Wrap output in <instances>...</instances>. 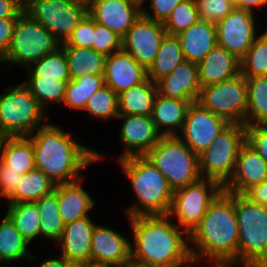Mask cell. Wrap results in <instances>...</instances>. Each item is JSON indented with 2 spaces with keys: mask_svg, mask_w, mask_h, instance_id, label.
<instances>
[{
  "mask_svg": "<svg viewBox=\"0 0 267 267\" xmlns=\"http://www.w3.org/2000/svg\"><path fill=\"white\" fill-rule=\"evenodd\" d=\"M188 240L197 248H190L193 263L199 258H205L213 260L216 266L236 264L239 230L235 214V193L222 190L210 203Z\"/></svg>",
  "mask_w": 267,
  "mask_h": 267,
  "instance_id": "cell-1",
  "label": "cell"
},
{
  "mask_svg": "<svg viewBox=\"0 0 267 267\" xmlns=\"http://www.w3.org/2000/svg\"><path fill=\"white\" fill-rule=\"evenodd\" d=\"M170 218L169 215L129 217L135 240L131 258L155 267L193 263L186 241L189 235L183 229L180 231Z\"/></svg>",
  "mask_w": 267,
  "mask_h": 267,
  "instance_id": "cell-2",
  "label": "cell"
},
{
  "mask_svg": "<svg viewBox=\"0 0 267 267\" xmlns=\"http://www.w3.org/2000/svg\"><path fill=\"white\" fill-rule=\"evenodd\" d=\"M34 146L36 169L56 184L72 183L81 178L79 171L101 159V154L72 139L57 126L46 124L27 136Z\"/></svg>",
  "mask_w": 267,
  "mask_h": 267,
  "instance_id": "cell-3",
  "label": "cell"
},
{
  "mask_svg": "<svg viewBox=\"0 0 267 267\" xmlns=\"http://www.w3.org/2000/svg\"><path fill=\"white\" fill-rule=\"evenodd\" d=\"M119 161L140 203L139 207L137 204L127 209L128 217L168 215L173 190L151 160L144 155Z\"/></svg>",
  "mask_w": 267,
  "mask_h": 267,
  "instance_id": "cell-4",
  "label": "cell"
},
{
  "mask_svg": "<svg viewBox=\"0 0 267 267\" xmlns=\"http://www.w3.org/2000/svg\"><path fill=\"white\" fill-rule=\"evenodd\" d=\"M235 214L239 230L237 264L267 266V206L235 193Z\"/></svg>",
  "mask_w": 267,
  "mask_h": 267,
  "instance_id": "cell-5",
  "label": "cell"
},
{
  "mask_svg": "<svg viewBox=\"0 0 267 267\" xmlns=\"http://www.w3.org/2000/svg\"><path fill=\"white\" fill-rule=\"evenodd\" d=\"M145 156L165 176L173 192L201 178L198 156L181 140L180 135L161 136Z\"/></svg>",
  "mask_w": 267,
  "mask_h": 267,
  "instance_id": "cell-6",
  "label": "cell"
},
{
  "mask_svg": "<svg viewBox=\"0 0 267 267\" xmlns=\"http://www.w3.org/2000/svg\"><path fill=\"white\" fill-rule=\"evenodd\" d=\"M246 131L242 123H230L222 130L198 156L201 178L215 180L222 187L231 179L239 151L246 143Z\"/></svg>",
  "mask_w": 267,
  "mask_h": 267,
  "instance_id": "cell-7",
  "label": "cell"
},
{
  "mask_svg": "<svg viewBox=\"0 0 267 267\" xmlns=\"http://www.w3.org/2000/svg\"><path fill=\"white\" fill-rule=\"evenodd\" d=\"M8 89L0 96V138L29 136L44 126L46 113L30 90L24 84Z\"/></svg>",
  "mask_w": 267,
  "mask_h": 267,
  "instance_id": "cell-8",
  "label": "cell"
},
{
  "mask_svg": "<svg viewBox=\"0 0 267 267\" xmlns=\"http://www.w3.org/2000/svg\"><path fill=\"white\" fill-rule=\"evenodd\" d=\"M59 47L61 43L56 37L23 11L18 16L8 51L0 63L23 64L29 68Z\"/></svg>",
  "mask_w": 267,
  "mask_h": 267,
  "instance_id": "cell-9",
  "label": "cell"
},
{
  "mask_svg": "<svg viewBox=\"0 0 267 267\" xmlns=\"http://www.w3.org/2000/svg\"><path fill=\"white\" fill-rule=\"evenodd\" d=\"M23 10L38 21L56 39L65 43L82 19L88 14V6L71 0H28Z\"/></svg>",
  "mask_w": 267,
  "mask_h": 267,
  "instance_id": "cell-10",
  "label": "cell"
},
{
  "mask_svg": "<svg viewBox=\"0 0 267 267\" xmlns=\"http://www.w3.org/2000/svg\"><path fill=\"white\" fill-rule=\"evenodd\" d=\"M222 190L223 187L217 181L200 178L197 182L173 192L168 215L177 216L178 226L190 235L200 224L210 203Z\"/></svg>",
  "mask_w": 267,
  "mask_h": 267,
  "instance_id": "cell-11",
  "label": "cell"
},
{
  "mask_svg": "<svg viewBox=\"0 0 267 267\" xmlns=\"http://www.w3.org/2000/svg\"><path fill=\"white\" fill-rule=\"evenodd\" d=\"M197 102L229 123L244 124L247 111L246 79L240 73L223 82L204 86Z\"/></svg>",
  "mask_w": 267,
  "mask_h": 267,
  "instance_id": "cell-12",
  "label": "cell"
},
{
  "mask_svg": "<svg viewBox=\"0 0 267 267\" xmlns=\"http://www.w3.org/2000/svg\"><path fill=\"white\" fill-rule=\"evenodd\" d=\"M229 124L225 118L212 113L195 101L187 109L181 130V136L184 138H180L199 156Z\"/></svg>",
  "mask_w": 267,
  "mask_h": 267,
  "instance_id": "cell-13",
  "label": "cell"
},
{
  "mask_svg": "<svg viewBox=\"0 0 267 267\" xmlns=\"http://www.w3.org/2000/svg\"><path fill=\"white\" fill-rule=\"evenodd\" d=\"M166 34L163 23L156 22L141 14L122 38V50L129 53L148 70L153 64Z\"/></svg>",
  "mask_w": 267,
  "mask_h": 267,
  "instance_id": "cell-14",
  "label": "cell"
},
{
  "mask_svg": "<svg viewBox=\"0 0 267 267\" xmlns=\"http://www.w3.org/2000/svg\"><path fill=\"white\" fill-rule=\"evenodd\" d=\"M254 12L234 8L216 24L217 45L241 59L256 38Z\"/></svg>",
  "mask_w": 267,
  "mask_h": 267,
  "instance_id": "cell-15",
  "label": "cell"
},
{
  "mask_svg": "<svg viewBox=\"0 0 267 267\" xmlns=\"http://www.w3.org/2000/svg\"><path fill=\"white\" fill-rule=\"evenodd\" d=\"M141 5L136 0H92L88 15L123 38L141 16Z\"/></svg>",
  "mask_w": 267,
  "mask_h": 267,
  "instance_id": "cell-16",
  "label": "cell"
},
{
  "mask_svg": "<svg viewBox=\"0 0 267 267\" xmlns=\"http://www.w3.org/2000/svg\"><path fill=\"white\" fill-rule=\"evenodd\" d=\"M123 124L120 140L126 147L120 160L131 156H144L159 142L161 134L150 116L119 114Z\"/></svg>",
  "mask_w": 267,
  "mask_h": 267,
  "instance_id": "cell-17",
  "label": "cell"
},
{
  "mask_svg": "<svg viewBox=\"0 0 267 267\" xmlns=\"http://www.w3.org/2000/svg\"><path fill=\"white\" fill-rule=\"evenodd\" d=\"M147 78V70L124 50L106 57L105 84L116 94L143 83Z\"/></svg>",
  "mask_w": 267,
  "mask_h": 267,
  "instance_id": "cell-18",
  "label": "cell"
},
{
  "mask_svg": "<svg viewBox=\"0 0 267 267\" xmlns=\"http://www.w3.org/2000/svg\"><path fill=\"white\" fill-rule=\"evenodd\" d=\"M157 93L179 100L197 101L201 92L198 64L184 60L173 71L155 82Z\"/></svg>",
  "mask_w": 267,
  "mask_h": 267,
  "instance_id": "cell-19",
  "label": "cell"
},
{
  "mask_svg": "<svg viewBox=\"0 0 267 267\" xmlns=\"http://www.w3.org/2000/svg\"><path fill=\"white\" fill-rule=\"evenodd\" d=\"M265 180H267V162L245 143L239 151L234 173L223 186V190L243 194L251 186Z\"/></svg>",
  "mask_w": 267,
  "mask_h": 267,
  "instance_id": "cell-20",
  "label": "cell"
},
{
  "mask_svg": "<svg viewBox=\"0 0 267 267\" xmlns=\"http://www.w3.org/2000/svg\"><path fill=\"white\" fill-rule=\"evenodd\" d=\"M132 244L120 233L95 225L91 241L90 262L120 267L131 258Z\"/></svg>",
  "mask_w": 267,
  "mask_h": 267,
  "instance_id": "cell-21",
  "label": "cell"
},
{
  "mask_svg": "<svg viewBox=\"0 0 267 267\" xmlns=\"http://www.w3.org/2000/svg\"><path fill=\"white\" fill-rule=\"evenodd\" d=\"M89 216L66 224L60 242L62 257L71 265H85L90 262L91 241L95 227Z\"/></svg>",
  "mask_w": 267,
  "mask_h": 267,
  "instance_id": "cell-22",
  "label": "cell"
},
{
  "mask_svg": "<svg viewBox=\"0 0 267 267\" xmlns=\"http://www.w3.org/2000/svg\"><path fill=\"white\" fill-rule=\"evenodd\" d=\"M198 73L201 87L217 84L240 74V59L216 45L198 63Z\"/></svg>",
  "mask_w": 267,
  "mask_h": 267,
  "instance_id": "cell-23",
  "label": "cell"
},
{
  "mask_svg": "<svg viewBox=\"0 0 267 267\" xmlns=\"http://www.w3.org/2000/svg\"><path fill=\"white\" fill-rule=\"evenodd\" d=\"M177 37L185 60L198 64L217 45L216 24L199 20Z\"/></svg>",
  "mask_w": 267,
  "mask_h": 267,
  "instance_id": "cell-24",
  "label": "cell"
},
{
  "mask_svg": "<svg viewBox=\"0 0 267 267\" xmlns=\"http://www.w3.org/2000/svg\"><path fill=\"white\" fill-rule=\"evenodd\" d=\"M192 102L194 101L169 98L157 93L151 114L157 131L162 136L179 135L175 128L182 130L187 109ZM163 127L165 130H160Z\"/></svg>",
  "mask_w": 267,
  "mask_h": 267,
  "instance_id": "cell-25",
  "label": "cell"
},
{
  "mask_svg": "<svg viewBox=\"0 0 267 267\" xmlns=\"http://www.w3.org/2000/svg\"><path fill=\"white\" fill-rule=\"evenodd\" d=\"M82 180L57 184L59 213L65 225L88 217V211L94 206L92 197L81 187Z\"/></svg>",
  "mask_w": 267,
  "mask_h": 267,
  "instance_id": "cell-26",
  "label": "cell"
},
{
  "mask_svg": "<svg viewBox=\"0 0 267 267\" xmlns=\"http://www.w3.org/2000/svg\"><path fill=\"white\" fill-rule=\"evenodd\" d=\"M0 153V160L10 170L26 174L36 169L34 146L27 136L1 137Z\"/></svg>",
  "mask_w": 267,
  "mask_h": 267,
  "instance_id": "cell-27",
  "label": "cell"
},
{
  "mask_svg": "<svg viewBox=\"0 0 267 267\" xmlns=\"http://www.w3.org/2000/svg\"><path fill=\"white\" fill-rule=\"evenodd\" d=\"M156 94V83L149 78L143 83L121 92L118 94L119 114L150 116Z\"/></svg>",
  "mask_w": 267,
  "mask_h": 267,
  "instance_id": "cell-28",
  "label": "cell"
},
{
  "mask_svg": "<svg viewBox=\"0 0 267 267\" xmlns=\"http://www.w3.org/2000/svg\"><path fill=\"white\" fill-rule=\"evenodd\" d=\"M64 49L71 80L84 75H104L106 56L91 48L61 46Z\"/></svg>",
  "mask_w": 267,
  "mask_h": 267,
  "instance_id": "cell-29",
  "label": "cell"
},
{
  "mask_svg": "<svg viewBox=\"0 0 267 267\" xmlns=\"http://www.w3.org/2000/svg\"><path fill=\"white\" fill-rule=\"evenodd\" d=\"M56 183L44 172L34 169L23 174L15 191L6 199L9 204L35 202L55 189Z\"/></svg>",
  "mask_w": 267,
  "mask_h": 267,
  "instance_id": "cell-30",
  "label": "cell"
},
{
  "mask_svg": "<svg viewBox=\"0 0 267 267\" xmlns=\"http://www.w3.org/2000/svg\"><path fill=\"white\" fill-rule=\"evenodd\" d=\"M184 60V54L178 37L166 34L153 64L147 70V77L152 82H156L170 74Z\"/></svg>",
  "mask_w": 267,
  "mask_h": 267,
  "instance_id": "cell-31",
  "label": "cell"
},
{
  "mask_svg": "<svg viewBox=\"0 0 267 267\" xmlns=\"http://www.w3.org/2000/svg\"><path fill=\"white\" fill-rule=\"evenodd\" d=\"M245 79L247 111L244 125L250 127L256 124H267V76L245 77Z\"/></svg>",
  "mask_w": 267,
  "mask_h": 267,
  "instance_id": "cell-32",
  "label": "cell"
},
{
  "mask_svg": "<svg viewBox=\"0 0 267 267\" xmlns=\"http://www.w3.org/2000/svg\"><path fill=\"white\" fill-rule=\"evenodd\" d=\"M39 210L40 220V234L51 240H58L61 238L64 230V222L59 213V205L57 199V184L55 189L41 199L35 201Z\"/></svg>",
  "mask_w": 267,
  "mask_h": 267,
  "instance_id": "cell-33",
  "label": "cell"
},
{
  "mask_svg": "<svg viewBox=\"0 0 267 267\" xmlns=\"http://www.w3.org/2000/svg\"><path fill=\"white\" fill-rule=\"evenodd\" d=\"M8 205L6 215L28 243L40 235L39 224L41 217L35 202H21Z\"/></svg>",
  "mask_w": 267,
  "mask_h": 267,
  "instance_id": "cell-34",
  "label": "cell"
},
{
  "mask_svg": "<svg viewBox=\"0 0 267 267\" xmlns=\"http://www.w3.org/2000/svg\"><path fill=\"white\" fill-rule=\"evenodd\" d=\"M105 85L104 75H84L69 80L63 102L70 108L84 110L93 93Z\"/></svg>",
  "mask_w": 267,
  "mask_h": 267,
  "instance_id": "cell-35",
  "label": "cell"
},
{
  "mask_svg": "<svg viewBox=\"0 0 267 267\" xmlns=\"http://www.w3.org/2000/svg\"><path fill=\"white\" fill-rule=\"evenodd\" d=\"M28 244L11 219L5 215L0 225V261L10 262L22 257L33 259L27 253Z\"/></svg>",
  "mask_w": 267,
  "mask_h": 267,
  "instance_id": "cell-36",
  "label": "cell"
},
{
  "mask_svg": "<svg viewBox=\"0 0 267 267\" xmlns=\"http://www.w3.org/2000/svg\"><path fill=\"white\" fill-rule=\"evenodd\" d=\"M240 73L244 77L267 76V31L255 38L240 59Z\"/></svg>",
  "mask_w": 267,
  "mask_h": 267,
  "instance_id": "cell-37",
  "label": "cell"
},
{
  "mask_svg": "<svg viewBox=\"0 0 267 267\" xmlns=\"http://www.w3.org/2000/svg\"><path fill=\"white\" fill-rule=\"evenodd\" d=\"M68 82L59 81L55 78L29 77L28 81L23 84L30 90L45 111L49 101L63 103Z\"/></svg>",
  "mask_w": 267,
  "mask_h": 267,
  "instance_id": "cell-38",
  "label": "cell"
},
{
  "mask_svg": "<svg viewBox=\"0 0 267 267\" xmlns=\"http://www.w3.org/2000/svg\"><path fill=\"white\" fill-rule=\"evenodd\" d=\"M62 49V50H61ZM60 47L52 53L47 54L38 62H35L26 70L31 73L30 77L55 78L59 81H69L68 63L65 51Z\"/></svg>",
  "mask_w": 267,
  "mask_h": 267,
  "instance_id": "cell-39",
  "label": "cell"
},
{
  "mask_svg": "<svg viewBox=\"0 0 267 267\" xmlns=\"http://www.w3.org/2000/svg\"><path fill=\"white\" fill-rule=\"evenodd\" d=\"M84 110L88 111L90 115L104 120L117 118L119 115L118 94L105 85L93 93Z\"/></svg>",
  "mask_w": 267,
  "mask_h": 267,
  "instance_id": "cell-40",
  "label": "cell"
},
{
  "mask_svg": "<svg viewBox=\"0 0 267 267\" xmlns=\"http://www.w3.org/2000/svg\"><path fill=\"white\" fill-rule=\"evenodd\" d=\"M200 20L195 0H184L170 13L163 26L169 35H178Z\"/></svg>",
  "mask_w": 267,
  "mask_h": 267,
  "instance_id": "cell-41",
  "label": "cell"
},
{
  "mask_svg": "<svg viewBox=\"0 0 267 267\" xmlns=\"http://www.w3.org/2000/svg\"><path fill=\"white\" fill-rule=\"evenodd\" d=\"M92 49L107 57L122 50V38L108 27L94 21Z\"/></svg>",
  "mask_w": 267,
  "mask_h": 267,
  "instance_id": "cell-42",
  "label": "cell"
},
{
  "mask_svg": "<svg viewBox=\"0 0 267 267\" xmlns=\"http://www.w3.org/2000/svg\"><path fill=\"white\" fill-rule=\"evenodd\" d=\"M200 20L217 24L234 8L229 0H195Z\"/></svg>",
  "mask_w": 267,
  "mask_h": 267,
  "instance_id": "cell-43",
  "label": "cell"
},
{
  "mask_svg": "<svg viewBox=\"0 0 267 267\" xmlns=\"http://www.w3.org/2000/svg\"><path fill=\"white\" fill-rule=\"evenodd\" d=\"M94 20L87 14L71 36L61 46L91 48L93 46Z\"/></svg>",
  "mask_w": 267,
  "mask_h": 267,
  "instance_id": "cell-44",
  "label": "cell"
},
{
  "mask_svg": "<svg viewBox=\"0 0 267 267\" xmlns=\"http://www.w3.org/2000/svg\"><path fill=\"white\" fill-rule=\"evenodd\" d=\"M246 143L267 162V124L247 127Z\"/></svg>",
  "mask_w": 267,
  "mask_h": 267,
  "instance_id": "cell-45",
  "label": "cell"
},
{
  "mask_svg": "<svg viewBox=\"0 0 267 267\" xmlns=\"http://www.w3.org/2000/svg\"><path fill=\"white\" fill-rule=\"evenodd\" d=\"M184 0H150L149 8L153 10V16L146 10L142 9V14L156 22L164 23L172 10Z\"/></svg>",
  "mask_w": 267,
  "mask_h": 267,
  "instance_id": "cell-46",
  "label": "cell"
},
{
  "mask_svg": "<svg viewBox=\"0 0 267 267\" xmlns=\"http://www.w3.org/2000/svg\"><path fill=\"white\" fill-rule=\"evenodd\" d=\"M22 176L19 171L10 170L9 166L0 160V196L7 199L15 191Z\"/></svg>",
  "mask_w": 267,
  "mask_h": 267,
  "instance_id": "cell-47",
  "label": "cell"
},
{
  "mask_svg": "<svg viewBox=\"0 0 267 267\" xmlns=\"http://www.w3.org/2000/svg\"><path fill=\"white\" fill-rule=\"evenodd\" d=\"M18 18H0V60L6 55Z\"/></svg>",
  "mask_w": 267,
  "mask_h": 267,
  "instance_id": "cell-48",
  "label": "cell"
},
{
  "mask_svg": "<svg viewBox=\"0 0 267 267\" xmlns=\"http://www.w3.org/2000/svg\"><path fill=\"white\" fill-rule=\"evenodd\" d=\"M243 195L250 201L267 206V180L251 186L243 193Z\"/></svg>",
  "mask_w": 267,
  "mask_h": 267,
  "instance_id": "cell-49",
  "label": "cell"
},
{
  "mask_svg": "<svg viewBox=\"0 0 267 267\" xmlns=\"http://www.w3.org/2000/svg\"><path fill=\"white\" fill-rule=\"evenodd\" d=\"M23 11L17 0H0V18H18Z\"/></svg>",
  "mask_w": 267,
  "mask_h": 267,
  "instance_id": "cell-50",
  "label": "cell"
},
{
  "mask_svg": "<svg viewBox=\"0 0 267 267\" xmlns=\"http://www.w3.org/2000/svg\"><path fill=\"white\" fill-rule=\"evenodd\" d=\"M267 4V0H238V9L253 12L254 7H262Z\"/></svg>",
  "mask_w": 267,
  "mask_h": 267,
  "instance_id": "cell-51",
  "label": "cell"
},
{
  "mask_svg": "<svg viewBox=\"0 0 267 267\" xmlns=\"http://www.w3.org/2000/svg\"><path fill=\"white\" fill-rule=\"evenodd\" d=\"M71 264L61 256L60 259H46L40 267H70Z\"/></svg>",
  "mask_w": 267,
  "mask_h": 267,
  "instance_id": "cell-52",
  "label": "cell"
},
{
  "mask_svg": "<svg viewBox=\"0 0 267 267\" xmlns=\"http://www.w3.org/2000/svg\"><path fill=\"white\" fill-rule=\"evenodd\" d=\"M120 267H155V266H151L149 264H145L137 260H134L133 258H130Z\"/></svg>",
  "mask_w": 267,
  "mask_h": 267,
  "instance_id": "cell-53",
  "label": "cell"
},
{
  "mask_svg": "<svg viewBox=\"0 0 267 267\" xmlns=\"http://www.w3.org/2000/svg\"><path fill=\"white\" fill-rule=\"evenodd\" d=\"M84 267H118V266L113 265V264H96V263L89 262L85 264Z\"/></svg>",
  "mask_w": 267,
  "mask_h": 267,
  "instance_id": "cell-54",
  "label": "cell"
},
{
  "mask_svg": "<svg viewBox=\"0 0 267 267\" xmlns=\"http://www.w3.org/2000/svg\"><path fill=\"white\" fill-rule=\"evenodd\" d=\"M72 2H80V3H84L85 5L89 6L90 2L92 0H71Z\"/></svg>",
  "mask_w": 267,
  "mask_h": 267,
  "instance_id": "cell-55",
  "label": "cell"
},
{
  "mask_svg": "<svg viewBox=\"0 0 267 267\" xmlns=\"http://www.w3.org/2000/svg\"><path fill=\"white\" fill-rule=\"evenodd\" d=\"M233 5H235V8H238V0H229Z\"/></svg>",
  "mask_w": 267,
  "mask_h": 267,
  "instance_id": "cell-56",
  "label": "cell"
},
{
  "mask_svg": "<svg viewBox=\"0 0 267 267\" xmlns=\"http://www.w3.org/2000/svg\"><path fill=\"white\" fill-rule=\"evenodd\" d=\"M18 2H20L22 5H24L28 0H17Z\"/></svg>",
  "mask_w": 267,
  "mask_h": 267,
  "instance_id": "cell-57",
  "label": "cell"
},
{
  "mask_svg": "<svg viewBox=\"0 0 267 267\" xmlns=\"http://www.w3.org/2000/svg\"><path fill=\"white\" fill-rule=\"evenodd\" d=\"M70 267H84V265H71Z\"/></svg>",
  "mask_w": 267,
  "mask_h": 267,
  "instance_id": "cell-58",
  "label": "cell"
},
{
  "mask_svg": "<svg viewBox=\"0 0 267 267\" xmlns=\"http://www.w3.org/2000/svg\"><path fill=\"white\" fill-rule=\"evenodd\" d=\"M136 1H138L139 3H141V4L143 5V2H144L145 0H136Z\"/></svg>",
  "mask_w": 267,
  "mask_h": 267,
  "instance_id": "cell-59",
  "label": "cell"
},
{
  "mask_svg": "<svg viewBox=\"0 0 267 267\" xmlns=\"http://www.w3.org/2000/svg\"><path fill=\"white\" fill-rule=\"evenodd\" d=\"M215 267H231V266H229V265H226V266H216L215 265Z\"/></svg>",
  "mask_w": 267,
  "mask_h": 267,
  "instance_id": "cell-60",
  "label": "cell"
}]
</instances>
